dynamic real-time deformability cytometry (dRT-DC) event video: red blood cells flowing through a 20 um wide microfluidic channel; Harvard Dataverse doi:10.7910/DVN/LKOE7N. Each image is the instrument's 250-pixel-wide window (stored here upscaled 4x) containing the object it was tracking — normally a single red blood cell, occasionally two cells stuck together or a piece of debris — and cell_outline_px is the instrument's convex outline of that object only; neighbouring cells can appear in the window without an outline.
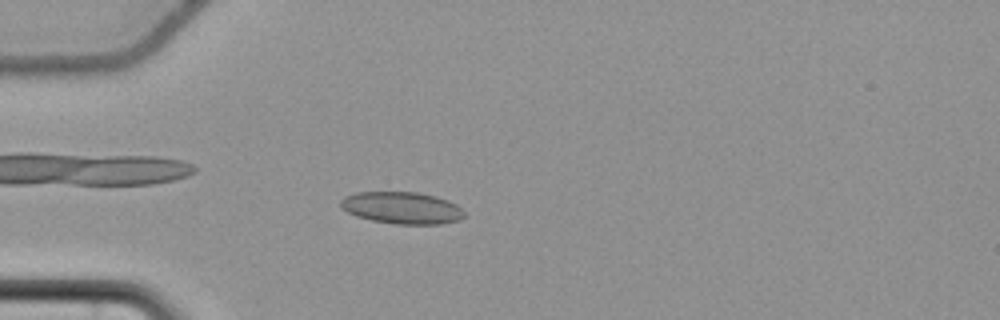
{"species": "common noctule bat (a hibernating species)", "species_latin": "Nyctalus noctula", "temperature_condition": "cold", "stored_images_in_passage": 57, "camera_frame_rate_fps": 3000, "um_per_image_px": 0.085, "animal": {"sex": "female", "body_mass_g": 22.7, "forearm_length_mm": 54.2}, "frame": {"image": 1, "passage_image": 17, "time_ms": 5.333, "image_size_px": [1000, 320], "cell_outline_px": [[464, 216], [460, 220], [440, 224], [396, 224], [372, 220], [356, 216], [348, 212], [340, 204], [340, 200], [344, 196], [356, 192], [416, 192], [436, 196], [448, 200], [456, 204], [464, 212]], "centroid_in_image_um": [34.17, 17.66], "position_along_channel_um": 50.8, "area_um2": 23.0}}
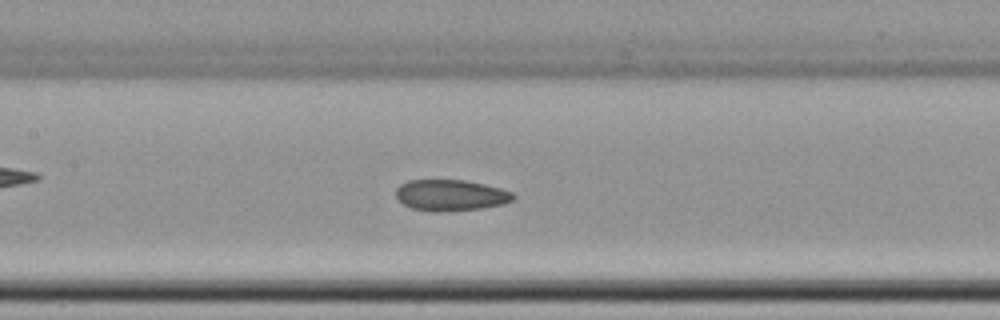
{"frame": {"image": 2, "passage_image": 28, "time_ms": 9.0, "image_size_px": [1000, 320], "cell_outline_px": [[516, 196], [512, 200], [504, 204], [480, 208], [440, 212], [432, 212], [412, 208], [404, 204], [396, 196], [396, 188], [400, 184], [408, 180], [464, 180], [484, 184], [500, 188], [512, 192]], "centroid_in_image_um": [38.3, 16.59], "position_along_channel_um": 169.1, "area_um2": 21.27}}
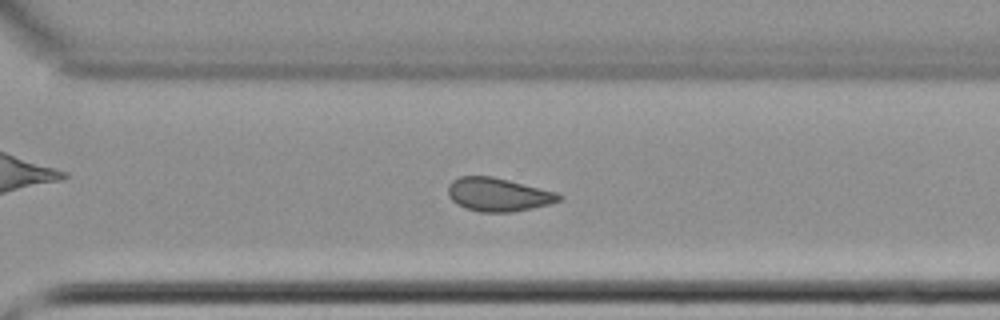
{"frame": {"image": 3, "passage_image": 41, "time_ms": 13.333, "image_size_px": [1000, 320], "cell_outline_px": [[564, 196], [560, 200], [552, 204], [512, 212], [480, 212], [456, 204], [448, 196], [448, 184], [452, 180], [460, 176], [492, 176], [556, 192]], "centroid_in_image_um": [42.34, 16.54], "position_along_channel_um": 328.3, "area_um2": 21.62}, "authors_computed_cell_mechanics": {"area_um2": 22.1374, "velocity_mm_per_s": 3.6738, "shape_relaxation_time_tau1_ms": null, "shape_relaxation_time_tau2_ms": 5.5995, "deformation_change_tau1": null, "deformation_change_tau2": 0.1092}}